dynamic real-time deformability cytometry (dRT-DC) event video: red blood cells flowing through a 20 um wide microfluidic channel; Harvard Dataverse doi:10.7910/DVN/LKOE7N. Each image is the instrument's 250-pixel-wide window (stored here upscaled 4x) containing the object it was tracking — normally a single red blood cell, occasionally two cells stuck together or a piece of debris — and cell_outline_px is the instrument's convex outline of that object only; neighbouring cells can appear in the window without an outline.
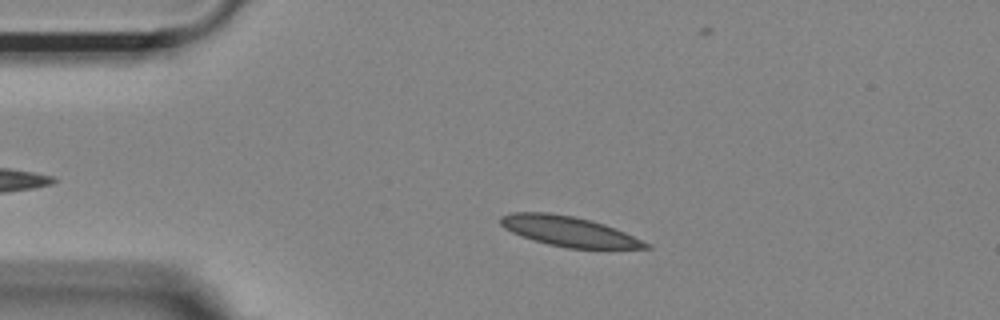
{"species": "Egyptian fruit bat (a non-hibernating species)", "species_latin": "Rousettus aegyptiacus", "temperature_condition": "room temperature", "stored_images_in_passage": 46, "camera_frame_rate_fps": 3000, "um_per_image_px": 0.085, "animal": {"sex": "female"}, "frame": {"image": 1, "passage_image": 9, "time_ms": 2.667, "image_size_px": [1000, 320], "cell_outline_px": [[652, 248], [568, 248], [548, 244], [520, 236], [504, 228], [500, 224], [500, 216], [512, 212], [548, 212], [572, 216], [604, 224], [624, 232], [652, 244]], "centroid_in_image_um": [48.33, 19.66], "position_along_channel_um": 36.7, "area_um2": 25.2}}
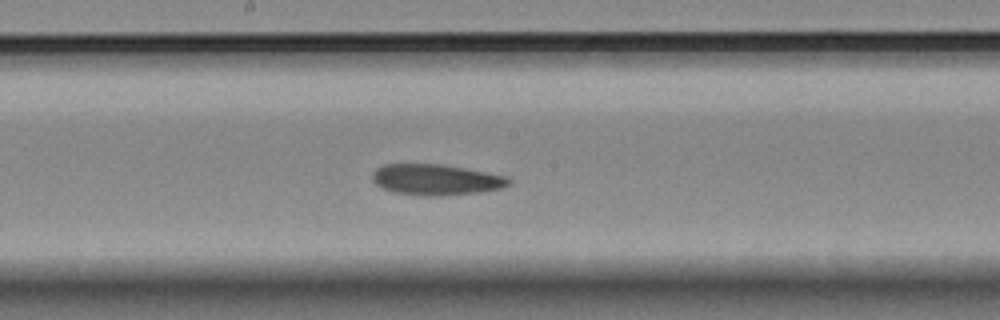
{"frame": {"image": 2, "passage_image": 26, "time_ms": 8.333, "image_size_px": [1000, 320], "cell_outline_px": [[512, 180], [504, 188], [480, 192], [440, 196], [428, 196], [392, 192], [380, 188], [372, 180], [372, 172], [376, 168], [384, 164], [440, 164], [508, 176]], "centroid_in_image_um": [37.04, 15.28], "position_along_channel_um": 211.2, "area_um2": 24.68}}
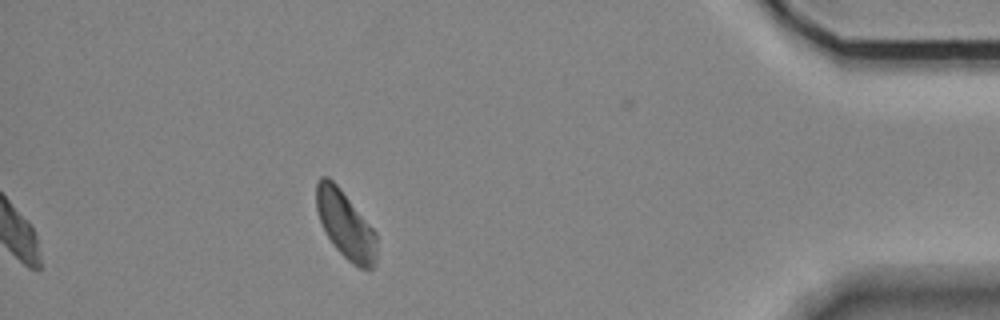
{"frame": {"image": 3, "passage_image": 46, "time_ms": 15.0, "image_size_px": [1000, 320], "cell_outline_px": [[376, 264], [372, 268], [360, 268], [352, 264], [332, 244], [320, 220], [316, 208], [316, 184], [320, 176], [328, 176], [340, 188], [376, 232]], "centroid_in_image_um": [29.36, 19.1], "position_along_channel_um": 405.8, "area_um2": 23.52}}